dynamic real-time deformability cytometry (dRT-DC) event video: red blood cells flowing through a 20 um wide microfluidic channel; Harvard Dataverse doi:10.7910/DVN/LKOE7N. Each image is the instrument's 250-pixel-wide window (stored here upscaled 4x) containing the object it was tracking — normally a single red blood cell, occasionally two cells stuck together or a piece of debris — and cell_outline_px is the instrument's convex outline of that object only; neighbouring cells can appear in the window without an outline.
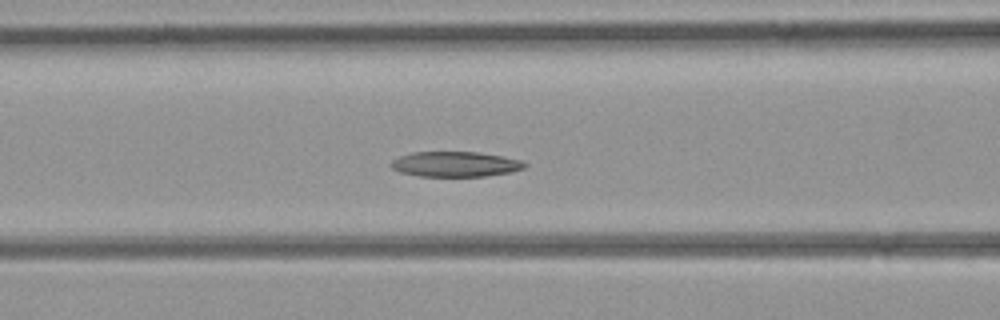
{"species": "common noctule bat (a hibernating species)", "species_latin": "Nyctalus noctula", "temperature_condition": "room temperature", "stored_images_in_passage": 44, "camera_frame_rate_fps": 3000, "um_per_image_px": 0.085, "animal": {"sex": "female", "body_mass_g": 21.9}, "frame": {"image": 1, "passage_image": 17, "time_ms": 5.333, "image_size_px": [1000, 320], "cell_outline_px": [[528, 164], [524, 168], [508, 172], [484, 176], [420, 176], [400, 172], [392, 168], [388, 164], [392, 160], [400, 156], [412, 152], [476, 152], [500, 156], [520, 160]], "centroid_in_image_um": [38.65, 13.95], "position_along_channel_um": 128.0, "area_um2": 19.42}}
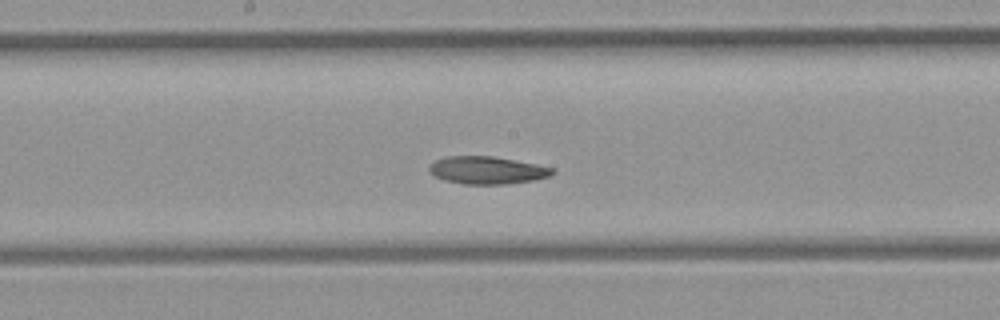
{"frame": {"image": 2, "passage_image": 22, "time_ms": 7.0, "image_size_px": [1000, 320], "cell_outline_px": [[556, 172], [548, 176], [532, 180], [504, 184], [464, 184], [444, 180], [436, 176], [428, 168], [428, 164], [444, 156], [492, 156], [536, 164], [552, 168]], "centroid_in_image_um": [41.36, 14.46], "position_along_channel_um": 206.8, "area_um2": 19.59}}
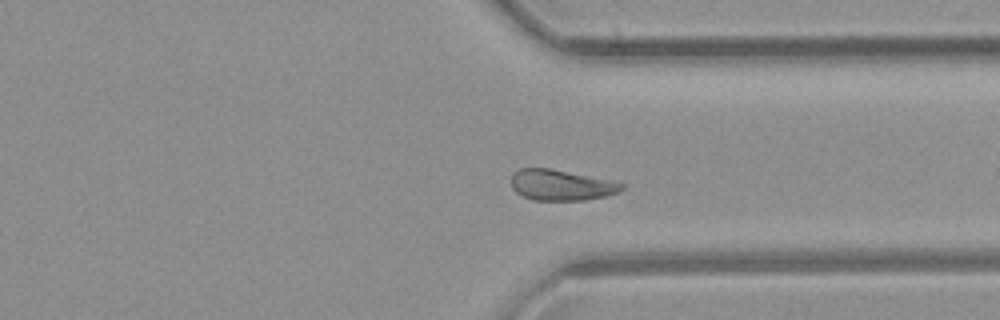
{"frame": {"image": 3, "passage_image": 32, "time_ms": 10.333, "image_size_px": [1000, 320], "cell_outline_px": [[624, 188], [608, 196], [584, 200], [532, 200], [520, 196], [512, 188], [512, 172], [520, 168], [548, 168], [608, 180], [624, 184]], "centroid_in_image_um": [47.64, 15.74], "position_along_channel_um": 363.8, "area_um2": 19.65}}